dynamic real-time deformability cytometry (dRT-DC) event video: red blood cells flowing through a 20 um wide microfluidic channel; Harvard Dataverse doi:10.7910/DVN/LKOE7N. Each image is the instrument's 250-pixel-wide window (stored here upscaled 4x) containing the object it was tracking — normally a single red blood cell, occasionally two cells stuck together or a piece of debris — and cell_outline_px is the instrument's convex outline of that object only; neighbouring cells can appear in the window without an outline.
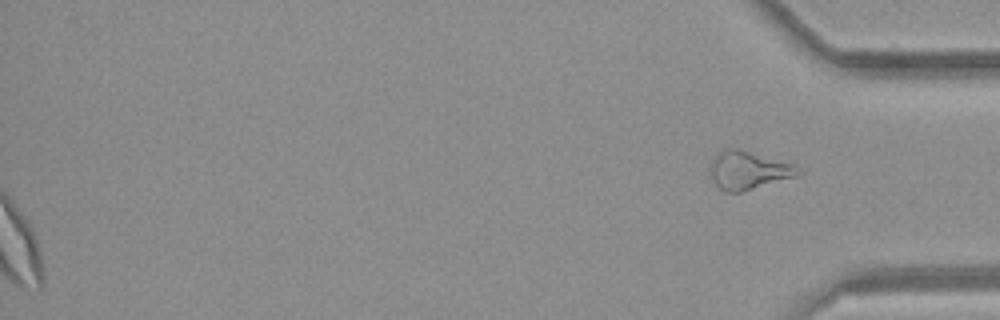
{"species": "common noctule bat (a hibernating species)", "species_latin": "Nyctalus noctula", "temperature_condition": "room temperature", "stored_images_in_passage": 35, "segment_of_instrument_passage": [2, 2], "camera_frame_rate_fps": 3000, "um_per_image_px": 0.085, "animal": {"sex": "female", "body_mass_g": 21.9}, "frame": {"image": 1, "passage_image": 35, "time_ms": 11.333, "image_size_px": [1000, 320], "cell_outline_px": [[800, 172], [796, 176], [740, 192], [724, 192], [712, 180], [708, 168], [712, 160], [724, 148], [736, 148], [796, 164]], "centroid_in_image_um": [63.58, 14.47], "position_along_channel_um": 371.6, "area_um2": 19.42}}